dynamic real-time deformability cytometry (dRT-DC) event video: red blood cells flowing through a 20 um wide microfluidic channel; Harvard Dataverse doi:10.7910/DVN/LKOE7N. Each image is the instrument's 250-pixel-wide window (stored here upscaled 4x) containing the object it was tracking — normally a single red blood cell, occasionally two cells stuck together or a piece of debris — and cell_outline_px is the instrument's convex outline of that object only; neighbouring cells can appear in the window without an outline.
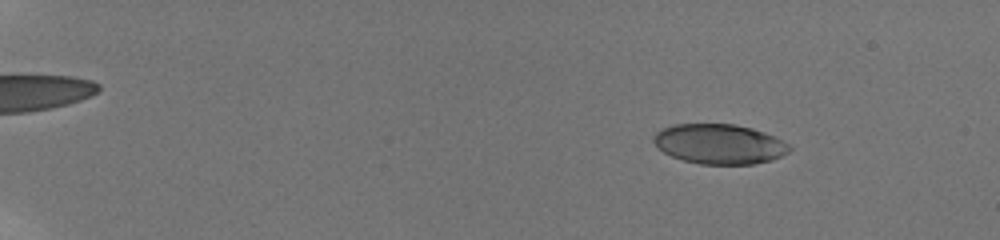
{"species": "human", "species_latin": "Homo sapiens", "temperature_condition": "room temperature", "stored_images_in_passage": 22, "camera_frame_rate_fps": 3000, "um_per_image_px": 0.085, "donor": {"sex": "male"}, "frame": {"image": 1, "passage_image": 7, "time_ms": 2.667, "image_size_px": [1000, 240], "cell_outline_px": [[792, 148], [788, 152], [772, 160], [752, 164], [700, 164], [684, 160], [672, 156], [664, 152], [652, 140], [652, 136], [656, 132], [672, 124], [736, 124], [752, 128], [764, 132], [788, 144]], "centroid_in_image_um": [61.13, 12.23], "position_along_channel_um": 23.9, "area_um2": 31.39}}
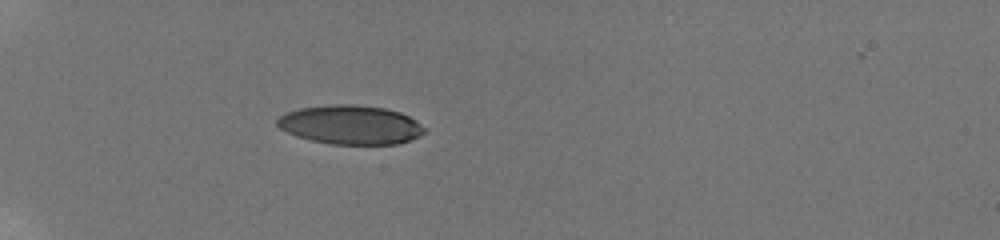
{"frame": {"image": 2, "passage_image": 20, "time_ms": 6.667, "image_size_px": [1000, 240], "cell_outline_px": [[424, 132], [420, 136], [396, 144], [332, 144], [312, 140], [296, 136], [280, 128], [276, 124], [276, 120], [284, 112], [300, 108], [332, 104], [356, 104], [384, 108], [400, 112], [416, 120], [424, 128]], "centroid_in_image_um": [29.77, 10.59], "position_along_channel_um": 55.2, "area_um2": 33.41}}